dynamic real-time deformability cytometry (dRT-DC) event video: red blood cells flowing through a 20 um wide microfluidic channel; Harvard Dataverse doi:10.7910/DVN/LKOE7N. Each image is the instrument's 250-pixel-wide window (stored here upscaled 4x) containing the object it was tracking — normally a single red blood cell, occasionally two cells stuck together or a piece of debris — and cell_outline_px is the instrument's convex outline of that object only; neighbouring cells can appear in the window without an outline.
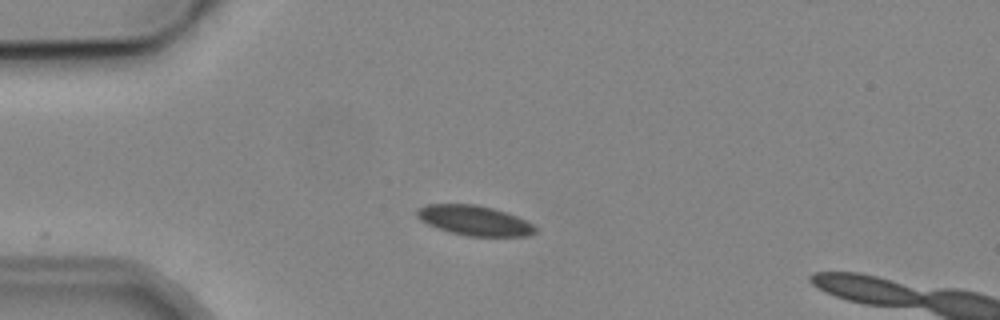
{"species": "common noctule bat (a hibernating species)", "species_latin": "Nyctalus noctula", "temperature_condition": "cold", "stored_images_in_passage": 5, "camera_frame_rate_fps": 3000, "um_per_image_px": 0.085, "animal": {"sex": "male", "body_mass_g": 19.2, "forearm_length_mm": 51.8}, "frame": {"image": 1, "passage_image": 1, "time_ms": 0.0, "image_size_px": [1000, 320], "cell_outline_px": [[536, 232], [528, 236], [468, 236], [448, 232], [428, 224], [420, 220], [416, 216], [416, 208], [428, 204], [476, 204], [492, 208], [516, 216], [532, 224], [536, 228]], "centroid_in_image_um": [40.28, 18.74], "position_along_channel_um": 44.7, "area_um2": 20.58}}
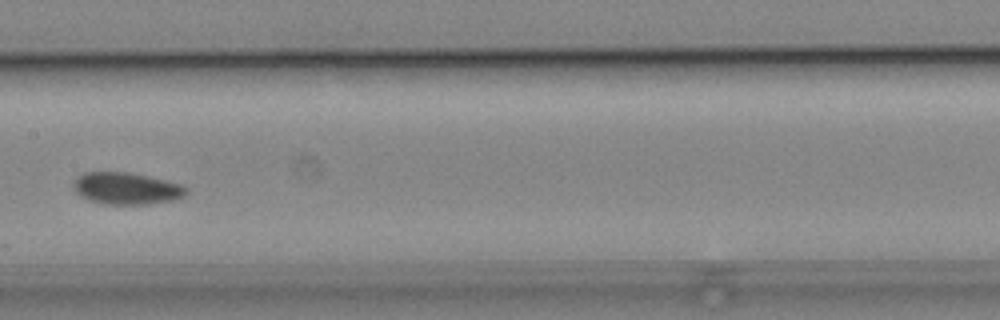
{"frame": {"image": 2, "passage_image": 5, "time_ms": 4.667, "image_size_px": [1000, 320], "cell_outline_px": [[188, 192], [184, 196], [172, 200], [148, 204], [104, 204], [88, 200], [80, 196], [72, 188], [72, 184], [84, 172], [128, 172], [164, 180], [180, 184], [188, 188]], "centroid_in_image_um": [10.73, 16.02], "position_along_channel_um": 196.7, "area_um2": 20.87}}